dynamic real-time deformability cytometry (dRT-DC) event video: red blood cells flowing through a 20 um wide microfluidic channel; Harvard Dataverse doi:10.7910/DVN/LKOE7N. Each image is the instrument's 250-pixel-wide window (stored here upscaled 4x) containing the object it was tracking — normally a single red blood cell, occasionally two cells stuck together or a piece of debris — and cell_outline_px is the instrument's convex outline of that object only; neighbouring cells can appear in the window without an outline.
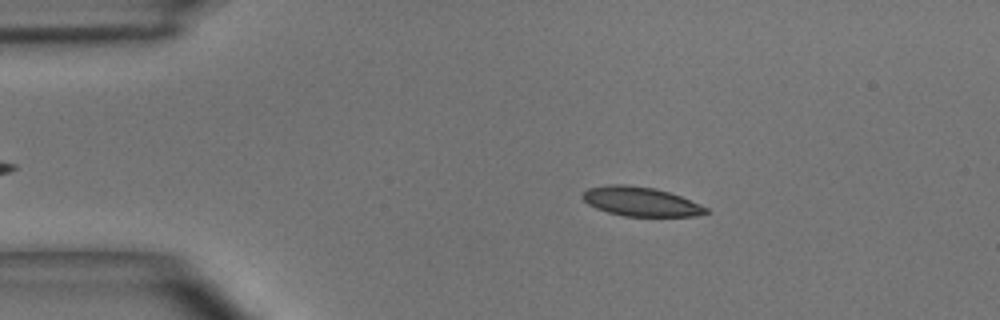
{"species": "common noctule bat (a hibernating species)", "species_latin": "Nyctalus noctula", "temperature_condition": "room temperature", "stored_images_in_passage": 49, "camera_frame_rate_fps": 3000, "um_per_image_px": 0.085, "animal": {"sex": "male", "body_mass_g": 15.6}, "frame": {"image": 1, "passage_image": 9, "time_ms": 2.667, "image_size_px": [1000, 320], "cell_outline_px": [[712, 212], [696, 216], [624, 216], [608, 212], [596, 208], [588, 204], [580, 196], [588, 188], [608, 184], [624, 184], [656, 188], [680, 196], [708, 208]], "centroid_in_image_um": [54.46, 17.13], "position_along_channel_um": 30.5, "area_um2": 21.04}}
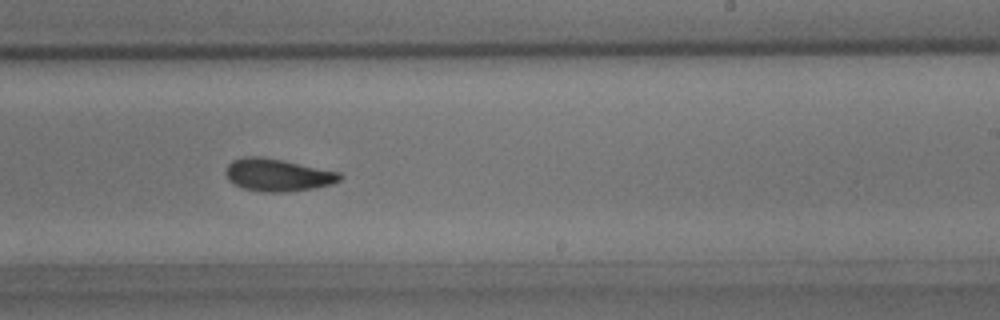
{"frame": {"image": 2, "passage_image": 30, "time_ms": 9.667, "image_size_px": [1000, 320], "cell_outline_px": [[344, 176], [340, 180], [332, 184], [316, 188], [284, 192], [260, 192], [244, 188], [228, 180], [224, 172], [228, 164], [232, 160], [244, 156], [260, 156], [284, 160], [340, 172]], "centroid_in_image_um": [23.61, 14.86], "position_along_channel_um": 265.4, "area_um2": 21.85}}
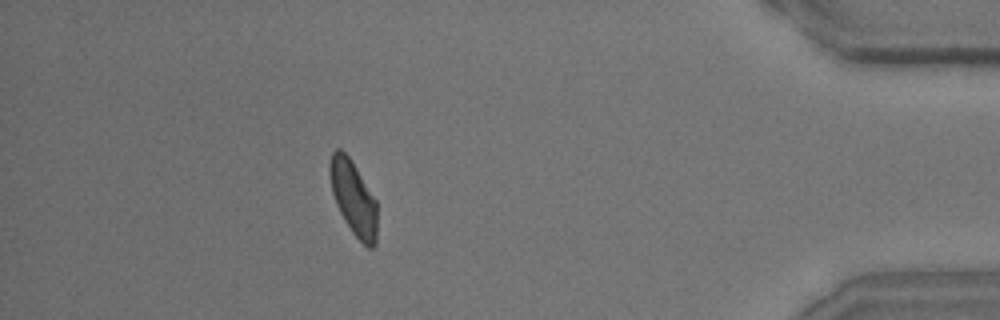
{"frame": {"image": 3, "passage_image": 44, "time_ms": 14.333, "image_size_px": [1000, 320], "cell_outline_px": [[376, 244], [372, 248], [368, 248], [352, 232], [344, 220], [336, 204], [332, 192], [328, 172], [328, 164], [332, 152], [336, 148], [340, 148], [348, 156], [356, 168], [376, 200]], "centroid_in_image_um": [30.01, 16.81], "position_along_channel_um": 405.2, "area_um2": 20.4}, "authors_computed_cell_mechanics": {"area_um2": 21.2704, "velocity_mm_per_s": 4.0343, "shape_relaxation_time_tau1_ms": 4.8781, "shape_relaxation_time_tau2_ms": 2.3045, "deformation_change_tau1": 0.1305, "deformation_change_tau2": 0.0833}}